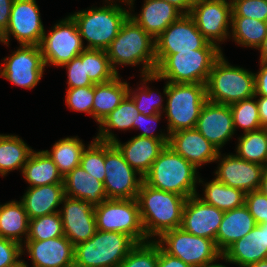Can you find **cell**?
Listing matches in <instances>:
<instances>
[{"label": "cell", "instance_id": "cell-1", "mask_svg": "<svg viewBox=\"0 0 267 267\" xmlns=\"http://www.w3.org/2000/svg\"><path fill=\"white\" fill-rule=\"evenodd\" d=\"M221 55V49H198L171 55H155V73L142 75L143 85L159 79H167L169 83L206 84L214 62Z\"/></svg>", "mask_w": 267, "mask_h": 267}, {"label": "cell", "instance_id": "cell-2", "mask_svg": "<svg viewBox=\"0 0 267 267\" xmlns=\"http://www.w3.org/2000/svg\"><path fill=\"white\" fill-rule=\"evenodd\" d=\"M136 199L148 240L181 227L186 197L153 188L143 181Z\"/></svg>", "mask_w": 267, "mask_h": 267}, {"label": "cell", "instance_id": "cell-3", "mask_svg": "<svg viewBox=\"0 0 267 267\" xmlns=\"http://www.w3.org/2000/svg\"><path fill=\"white\" fill-rule=\"evenodd\" d=\"M112 69L118 74L116 65L143 64L141 75L155 73V39L131 17L105 50Z\"/></svg>", "mask_w": 267, "mask_h": 267}, {"label": "cell", "instance_id": "cell-4", "mask_svg": "<svg viewBox=\"0 0 267 267\" xmlns=\"http://www.w3.org/2000/svg\"><path fill=\"white\" fill-rule=\"evenodd\" d=\"M143 181L153 188L186 198L197 195L196 183L203 182L197 176V169L168 145L143 176Z\"/></svg>", "mask_w": 267, "mask_h": 267}, {"label": "cell", "instance_id": "cell-5", "mask_svg": "<svg viewBox=\"0 0 267 267\" xmlns=\"http://www.w3.org/2000/svg\"><path fill=\"white\" fill-rule=\"evenodd\" d=\"M106 1L110 2L109 5L70 14L77 24L81 39L88 41L85 49L106 50L130 15L115 1ZM120 1L127 4V0Z\"/></svg>", "mask_w": 267, "mask_h": 267}, {"label": "cell", "instance_id": "cell-6", "mask_svg": "<svg viewBox=\"0 0 267 267\" xmlns=\"http://www.w3.org/2000/svg\"><path fill=\"white\" fill-rule=\"evenodd\" d=\"M163 93L167 96L165 114L169 134L196 126L207 101L206 84L166 82Z\"/></svg>", "mask_w": 267, "mask_h": 267}, {"label": "cell", "instance_id": "cell-7", "mask_svg": "<svg viewBox=\"0 0 267 267\" xmlns=\"http://www.w3.org/2000/svg\"><path fill=\"white\" fill-rule=\"evenodd\" d=\"M136 244L127 234L96 230L74 246V267H118Z\"/></svg>", "mask_w": 267, "mask_h": 267}, {"label": "cell", "instance_id": "cell-8", "mask_svg": "<svg viewBox=\"0 0 267 267\" xmlns=\"http://www.w3.org/2000/svg\"><path fill=\"white\" fill-rule=\"evenodd\" d=\"M207 100L230 105L255 96V75L238 66H231L223 53L214 62L206 83Z\"/></svg>", "mask_w": 267, "mask_h": 267}, {"label": "cell", "instance_id": "cell-9", "mask_svg": "<svg viewBox=\"0 0 267 267\" xmlns=\"http://www.w3.org/2000/svg\"><path fill=\"white\" fill-rule=\"evenodd\" d=\"M156 242L169 255L181 259L191 267H211L223 258L215 241L184 231L181 227L164 232ZM166 245V246H164Z\"/></svg>", "mask_w": 267, "mask_h": 267}, {"label": "cell", "instance_id": "cell-10", "mask_svg": "<svg viewBox=\"0 0 267 267\" xmlns=\"http://www.w3.org/2000/svg\"><path fill=\"white\" fill-rule=\"evenodd\" d=\"M96 228L124 233L136 243L149 241L141 221L137 199H107L94 207Z\"/></svg>", "mask_w": 267, "mask_h": 267}, {"label": "cell", "instance_id": "cell-11", "mask_svg": "<svg viewBox=\"0 0 267 267\" xmlns=\"http://www.w3.org/2000/svg\"><path fill=\"white\" fill-rule=\"evenodd\" d=\"M39 47L45 66L51 63L58 67L70 62L85 49L77 24L70 15L55 24L47 35L44 33Z\"/></svg>", "mask_w": 267, "mask_h": 267}, {"label": "cell", "instance_id": "cell-12", "mask_svg": "<svg viewBox=\"0 0 267 267\" xmlns=\"http://www.w3.org/2000/svg\"><path fill=\"white\" fill-rule=\"evenodd\" d=\"M105 171L103 183L107 199L137 197L143 177L125 161L119 149L108 142H105Z\"/></svg>", "mask_w": 267, "mask_h": 267}, {"label": "cell", "instance_id": "cell-13", "mask_svg": "<svg viewBox=\"0 0 267 267\" xmlns=\"http://www.w3.org/2000/svg\"><path fill=\"white\" fill-rule=\"evenodd\" d=\"M198 49H221L210 43L189 14L181 15L155 39V55H171Z\"/></svg>", "mask_w": 267, "mask_h": 267}, {"label": "cell", "instance_id": "cell-14", "mask_svg": "<svg viewBox=\"0 0 267 267\" xmlns=\"http://www.w3.org/2000/svg\"><path fill=\"white\" fill-rule=\"evenodd\" d=\"M189 15L197 29L210 42L219 47L229 34L232 21V4L227 0H194Z\"/></svg>", "mask_w": 267, "mask_h": 267}, {"label": "cell", "instance_id": "cell-15", "mask_svg": "<svg viewBox=\"0 0 267 267\" xmlns=\"http://www.w3.org/2000/svg\"><path fill=\"white\" fill-rule=\"evenodd\" d=\"M3 60L5 63L0 66V76L26 89H33L38 84L46 67L37 45H20Z\"/></svg>", "mask_w": 267, "mask_h": 267}, {"label": "cell", "instance_id": "cell-16", "mask_svg": "<svg viewBox=\"0 0 267 267\" xmlns=\"http://www.w3.org/2000/svg\"><path fill=\"white\" fill-rule=\"evenodd\" d=\"M44 33L36 0H14L9 24L4 31L6 45H9L10 35H13L20 45L39 46Z\"/></svg>", "mask_w": 267, "mask_h": 267}, {"label": "cell", "instance_id": "cell-17", "mask_svg": "<svg viewBox=\"0 0 267 267\" xmlns=\"http://www.w3.org/2000/svg\"><path fill=\"white\" fill-rule=\"evenodd\" d=\"M64 202V203H63ZM59 209L64 235L75 246L90 239L96 232L94 207L86 200L64 196Z\"/></svg>", "mask_w": 267, "mask_h": 267}, {"label": "cell", "instance_id": "cell-18", "mask_svg": "<svg viewBox=\"0 0 267 267\" xmlns=\"http://www.w3.org/2000/svg\"><path fill=\"white\" fill-rule=\"evenodd\" d=\"M199 197L197 194L186 199L181 228L193 235L215 241L224 211L205 203Z\"/></svg>", "mask_w": 267, "mask_h": 267}, {"label": "cell", "instance_id": "cell-19", "mask_svg": "<svg viewBox=\"0 0 267 267\" xmlns=\"http://www.w3.org/2000/svg\"><path fill=\"white\" fill-rule=\"evenodd\" d=\"M219 152L216 161H220L216 178L227 186L238 188L245 193L259 190L265 166L252 163L229 154L221 158Z\"/></svg>", "mask_w": 267, "mask_h": 267}, {"label": "cell", "instance_id": "cell-20", "mask_svg": "<svg viewBox=\"0 0 267 267\" xmlns=\"http://www.w3.org/2000/svg\"><path fill=\"white\" fill-rule=\"evenodd\" d=\"M195 128L220 151L235 132L230 106L207 100Z\"/></svg>", "mask_w": 267, "mask_h": 267}, {"label": "cell", "instance_id": "cell-21", "mask_svg": "<svg viewBox=\"0 0 267 267\" xmlns=\"http://www.w3.org/2000/svg\"><path fill=\"white\" fill-rule=\"evenodd\" d=\"M32 267H74V245L64 235L47 240H26Z\"/></svg>", "mask_w": 267, "mask_h": 267}, {"label": "cell", "instance_id": "cell-22", "mask_svg": "<svg viewBox=\"0 0 267 267\" xmlns=\"http://www.w3.org/2000/svg\"><path fill=\"white\" fill-rule=\"evenodd\" d=\"M168 146L196 169L204 163L216 161L220 152L196 128L183 129L170 134Z\"/></svg>", "mask_w": 267, "mask_h": 267}, {"label": "cell", "instance_id": "cell-23", "mask_svg": "<svg viewBox=\"0 0 267 267\" xmlns=\"http://www.w3.org/2000/svg\"><path fill=\"white\" fill-rule=\"evenodd\" d=\"M222 259L239 267L267 259L266 225L257 224L248 234L234 242L223 253Z\"/></svg>", "mask_w": 267, "mask_h": 267}, {"label": "cell", "instance_id": "cell-24", "mask_svg": "<svg viewBox=\"0 0 267 267\" xmlns=\"http://www.w3.org/2000/svg\"><path fill=\"white\" fill-rule=\"evenodd\" d=\"M113 144L119 149L125 161L142 177L166 147L161 140L143 136H135L124 144L117 139Z\"/></svg>", "mask_w": 267, "mask_h": 267}, {"label": "cell", "instance_id": "cell-25", "mask_svg": "<svg viewBox=\"0 0 267 267\" xmlns=\"http://www.w3.org/2000/svg\"><path fill=\"white\" fill-rule=\"evenodd\" d=\"M183 15L172 4L162 0H145L142 11L131 17L148 34L156 39L171 23Z\"/></svg>", "mask_w": 267, "mask_h": 267}, {"label": "cell", "instance_id": "cell-26", "mask_svg": "<svg viewBox=\"0 0 267 267\" xmlns=\"http://www.w3.org/2000/svg\"><path fill=\"white\" fill-rule=\"evenodd\" d=\"M256 225L255 219L245 204L225 211L216 235L217 248L223 254L234 242L248 234Z\"/></svg>", "mask_w": 267, "mask_h": 267}, {"label": "cell", "instance_id": "cell-27", "mask_svg": "<svg viewBox=\"0 0 267 267\" xmlns=\"http://www.w3.org/2000/svg\"><path fill=\"white\" fill-rule=\"evenodd\" d=\"M64 196V184H49L29 187L21 202L29 219H34L59 212L56 208L62 204Z\"/></svg>", "mask_w": 267, "mask_h": 267}, {"label": "cell", "instance_id": "cell-28", "mask_svg": "<svg viewBox=\"0 0 267 267\" xmlns=\"http://www.w3.org/2000/svg\"><path fill=\"white\" fill-rule=\"evenodd\" d=\"M63 184L64 193L68 197L86 200L93 206L107 200L104 183L92 177L80 166L63 177Z\"/></svg>", "mask_w": 267, "mask_h": 267}, {"label": "cell", "instance_id": "cell-29", "mask_svg": "<svg viewBox=\"0 0 267 267\" xmlns=\"http://www.w3.org/2000/svg\"><path fill=\"white\" fill-rule=\"evenodd\" d=\"M117 75L94 85L93 118L100 124L128 95L129 85Z\"/></svg>", "mask_w": 267, "mask_h": 267}, {"label": "cell", "instance_id": "cell-30", "mask_svg": "<svg viewBox=\"0 0 267 267\" xmlns=\"http://www.w3.org/2000/svg\"><path fill=\"white\" fill-rule=\"evenodd\" d=\"M21 173L30 187L63 184L62 174L44 150L32 151Z\"/></svg>", "mask_w": 267, "mask_h": 267}, {"label": "cell", "instance_id": "cell-31", "mask_svg": "<svg viewBox=\"0 0 267 267\" xmlns=\"http://www.w3.org/2000/svg\"><path fill=\"white\" fill-rule=\"evenodd\" d=\"M139 111L134 101L127 95L125 99L110 112L99 125V133L96 140L113 143L117 140L116 136L110 131L111 128L128 130L136 128Z\"/></svg>", "mask_w": 267, "mask_h": 267}, {"label": "cell", "instance_id": "cell-32", "mask_svg": "<svg viewBox=\"0 0 267 267\" xmlns=\"http://www.w3.org/2000/svg\"><path fill=\"white\" fill-rule=\"evenodd\" d=\"M29 217L21 201H11L0 208V237L16 241L23 245L29 232Z\"/></svg>", "mask_w": 267, "mask_h": 267}, {"label": "cell", "instance_id": "cell-33", "mask_svg": "<svg viewBox=\"0 0 267 267\" xmlns=\"http://www.w3.org/2000/svg\"><path fill=\"white\" fill-rule=\"evenodd\" d=\"M32 151L17 135L0 134V174L5 176L15 169L22 172Z\"/></svg>", "mask_w": 267, "mask_h": 267}, {"label": "cell", "instance_id": "cell-34", "mask_svg": "<svg viewBox=\"0 0 267 267\" xmlns=\"http://www.w3.org/2000/svg\"><path fill=\"white\" fill-rule=\"evenodd\" d=\"M204 186V198L200 199L219 210L225 212L245 204L246 193L243 190L227 186L216 177Z\"/></svg>", "mask_w": 267, "mask_h": 267}, {"label": "cell", "instance_id": "cell-35", "mask_svg": "<svg viewBox=\"0 0 267 267\" xmlns=\"http://www.w3.org/2000/svg\"><path fill=\"white\" fill-rule=\"evenodd\" d=\"M85 145L76 137H66L57 141L51 151L44 150L54 161L59 172L64 177L75 167L80 165Z\"/></svg>", "mask_w": 267, "mask_h": 267}, {"label": "cell", "instance_id": "cell-36", "mask_svg": "<svg viewBox=\"0 0 267 267\" xmlns=\"http://www.w3.org/2000/svg\"><path fill=\"white\" fill-rule=\"evenodd\" d=\"M238 139L236 148L238 158L267 166V128L245 132Z\"/></svg>", "mask_w": 267, "mask_h": 267}, {"label": "cell", "instance_id": "cell-37", "mask_svg": "<svg viewBox=\"0 0 267 267\" xmlns=\"http://www.w3.org/2000/svg\"><path fill=\"white\" fill-rule=\"evenodd\" d=\"M231 31L237 44L259 49L267 36V22L254 18L232 17Z\"/></svg>", "mask_w": 267, "mask_h": 267}, {"label": "cell", "instance_id": "cell-38", "mask_svg": "<svg viewBox=\"0 0 267 267\" xmlns=\"http://www.w3.org/2000/svg\"><path fill=\"white\" fill-rule=\"evenodd\" d=\"M85 69L94 84L108 82L118 75L112 69L105 50L85 49Z\"/></svg>", "mask_w": 267, "mask_h": 267}, {"label": "cell", "instance_id": "cell-39", "mask_svg": "<svg viewBox=\"0 0 267 267\" xmlns=\"http://www.w3.org/2000/svg\"><path fill=\"white\" fill-rule=\"evenodd\" d=\"M256 96L230 104L234 128H243L244 133L262 128L259 119Z\"/></svg>", "mask_w": 267, "mask_h": 267}, {"label": "cell", "instance_id": "cell-40", "mask_svg": "<svg viewBox=\"0 0 267 267\" xmlns=\"http://www.w3.org/2000/svg\"><path fill=\"white\" fill-rule=\"evenodd\" d=\"M64 236L63 223L59 212L29 220L26 240H47Z\"/></svg>", "mask_w": 267, "mask_h": 267}, {"label": "cell", "instance_id": "cell-41", "mask_svg": "<svg viewBox=\"0 0 267 267\" xmlns=\"http://www.w3.org/2000/svg\"><path fill=\"white\" fill-rule=\"evenodd\" d=\"M79 166L98 181L104 182L105 142L94 139L83 151Z\"/></svg>", "mask_w": 267, "mask_h": 267}, {"label": "cell", "instance_id": "cell-42", "mask_svg": "<svg viewBox=\"0 0 267 267\" xmlns=\"http://www.w3.org/2000/svg\"><path fill=\"white\" fill-rule=\"evenodd\" d=\"M158 243L156 239L137 243L118 267H157Z\"/></svg>", "mask_w": 267, "mask_h": 267}, {"label": "cell", "instance_id": "cell-43", "mask_svg": "<svg viewBox=\"0 0 267 267\" xmlns=\"http://www.w3.org/2000/svg\"><path fill=\"white\" fill-rule=\"evenodd\" d=\"M139 90L141 91L138 92ZM136 91L138 93L135 91L132 92L129 87L128 96L134 101L139 113L145 116H150L158 113L161 114L164 112L165 108H162L163 99L161 93H159L160 97L158 95H155V91L151 90L148 86L144 87L143 89L139 87V89H136ZM161 109L163 110V112Z\"/></svg>", "mask_w": 267, "mask_h": 267}, {"label": "cell", "instance_id": "cell-44", "mask_svg": "<svg viewBox=\"0 0 267 267\" xmlns=\"http://www.w3.org/2000/svg\"><path fill=\"white\" fill-rule=\"evenodd\" d=\"M66 103L68 108L85 112L93 117L94 85L78 88H67Z\"/></svg>", "mask_w": 267, "mask_h": 267}, {"label": "cell", "instance_id": "cell-45", "mask_svg": "<svg viewBox=\"0 0 267 267\" xmlns=\"http://www.w3.org/2000/svg\"><path fill=\"white\" fill-rule=\"evenodd\" d=\"M232 17L254 18L267 22V0H230Z\"/></svg>", "mask_w": 267, "mask_h": 267}, {"label": "cell", "instance_id": "cell-46", "mask_svg": "<svg viewBox=\"0 0 267 267\" xmlns=\"http://www.w3.org/2000/svg\"><path fill=\"white\" fill-rule=\"evenodd\" d=\"M64 66L68 69V88H78L95 85L86 74L85 49L79 56L73 58L70 62L64 64L61 67Z\"/></svg>", "mask_w": 267, "mask_h": 267}, {"label": "cell", "instance_id": "cell-47", "mask_svg": "<svg viewBox=\"0 0 267 267\" xmlns=\"http://www.w3.org/2000/svg\"><path fill=\"white\" fill-rule=\"evenodd\" d=\"M23 254V245L0 237V267H24L23 260H19Z\"/></svg>", "mask_w": 267, "mask_h": 267}, {"label": "cell", "instance_id": "cell-48", "mask_svg": "<svg viewBox=\"0 0 267 267\" xmlns=\"http://www.w3.org/2000/svg\"><path fill=\"white\" fill-rule=\"evenodd\" d=\"M245 205L257 224H265L267 222V196L260 190L247 192Z\"/></svg>", "mask_w": 267, "mask_h": 267}, {"label": "cell", "instance_id": "cell-49", "mask_svg": "<svg viewBox=\"0 0 267 267\" xmlns=\"http://www.w3.org/2000/svg\"><path fill=\"white\" fill-rule=\"evenodd\" d=\"M161 119V114H154V115H150V116H145L141 113H139V116H138V120H137V123H136V128H142L143 131L137 135V136H143V137H147V138H153V139H156V140H161L166 146L169 144V139H170V134L167 132V134H164L161 132V134H158V135H154L153 131L156 129H152L150 125V127H148V125H145V124H148V123H158ZM152 129V130H151Z\"/></svg>", "mask_w": 267, "mask_h": 267}, {"label": "cell", "instance_id": "cell-50", "mask_svg": "<svg viewBox=\"0 0 267 267\" xmlns=\"http://www.w3.org/2000/svg\"><path fill=\"white\" fill-rule=\"evenodd\" d=\"M260 71L255 75V96L267 97V61H260Z\"/></svg>", "mask_w": 267, "mask_h": 267}, {"label": "cell", "instance_id": "cell-51", "mask_svg": "<svg viewBox=\"0 0 267 267\" xmlns=\"http://www.w3.org/2000/svg\"><path fill=\"white\" fill-rule=\"evenodd\" d=\"M157 267H191L181 259L169 255L158 244V265Z\"/></svg>", "mask_w": 267, "mask_h": 267}, {"label": "cell", "instance_id": "cell-52", "mask_svg": "<svg viewBox=\"0 0 267 267\" xmlns=\"http://www.w3.org/2000/svg\"><path fill=\"white\" fill-rule=\"evenodd\" d=\"M14 0H0V29L5 31L8 27L11 7Z\"/></svg>", "mask_w": 267, "mask_h": 267}, {"label": "cell", "instance_id": "cell-53", "mask_svg": "<svg viewBox=\"0 0 267 267\" xmlns=\"http://www.w3.org/2000/svg\"><path fill=\"white\" fill-rule=\"evenodd\" d=\"M257 106L259 112V119L261 122L262 128H267V97L265 96H257Z\"/></svg>", "mask_w": 267, "mask_h": 267}, {"label": "cell", "instance_id": "cell-54", "mask_svg": "<svg viewBox=\"0 0 267 267\" xmlns=\"http://www.w3.org/2000/svg\"><path fill=\"white\" fill-rule=\"evenodd\" d=\"M169 2L177 8L182 14H189L193 7L194 0H162Z\"/></svg>", "mask_w": 267, "mask_h": 267}, {"label": "cell", "instance_id": "cell-55", "mask_svg": "<svg viewBox=\"0 0 267 267\" xmlns=\"http://www.w3.org/2000/svg\"><path fill=\"white\" fill-rule=\"evenodd\" d=\"M260 50V61H267V36L264 38L263 43L259 47Z\"/></svg>", "mask_w": 267, "mask_h": 267}, {"label": "cell", "instance_id": "cell-56", "mask_svg": "<svg viewBox=\"0 0 267 267\" xmlns=\"http://www.w3.org/2000/svg\"><path fill=\"white\" fill-rule=\"evenodd\" d=\"M259 190L265 195L267 196V166L264 169L263 172V176H262V180L260 183V187Z\"/></svg>", "mask_w": 267, "mask_h": 267}, {"label": "cell", "instance_id": "cell-57", "mask_svg": "<svg viewBox=\"0 0 267 267\" xmlns=\"http://www.w3.org/2000/svg\"><path fill=\"white\" fill-rule=\"evenodd\" d=\"M246 267H267V259H263L261 261L249 264Z\"/></svg>", "mask_w": 267, "mask_h": 267}, {"label": "cell", "instance_id": "cell-58", "mask_svg": "<svg viewBox=\"0 0 267 267\" xmlns=\"http://www.w3.org/2000/svg\"><path fill=\"white\" fill-rule=\"evenodd\" d=\"M0 42L6 44L5 38H4V31L0 29Z\"/></svg>", "mask_w": 267, "mask_h": 267}, {"label": "cell", "instance_id": "cell-59", "mask_svg": "<svg viewBox=\"0 0 267 267\" xmlns=\"http://www.w3.org/2000/svg\"><path fill=\"white\" fill-rule=\"evenodd\" d=\"M133 2H134V0H127V5H129V10L133 7V5H134Z\"/></svg>", "mask_w": 267, "mask_h": 267}, {"label": "cell", "instance_id": "cell-60", "mask_svg": "<svg viewBox=\"0 0 267 267\" xmlns=\"http://www.w3.org/2000/svg\"><path fill=\"white\" fill-rule=\"evenodd\" d=\"M211 267H226V266L222 265V264H217V265H214V266H211Z\"/></svg>", "mask_w": 267, "mask_h": 267}, {"label": "cell", "instance_id": "cell-61", "mask_svg": "<svg viewBox=\"0 0 267 267\" xmlns=\"http://www.w3.org/2000/svg\"><path fill=\"white\" fill-rule=\"evenodd\" d=\"M23 265L24 267H28V265L24 262V260H23Z\"/></svg>", "mask_w": 267, "mask_h": 267}, {"label": "cell", "instance_id": "cell-62", "mask_svg": "<svg viewBox=\"0 0 267 267\" xmlns=\"http://www.w3.org/2000/svg\"><path fill=\"white\" fill-rule=\"evenodd\" d=\"M264 225H266V237H267V222Z\"/></svg>", "mask_w": 267, "mask_h": 267}]
</instances>
